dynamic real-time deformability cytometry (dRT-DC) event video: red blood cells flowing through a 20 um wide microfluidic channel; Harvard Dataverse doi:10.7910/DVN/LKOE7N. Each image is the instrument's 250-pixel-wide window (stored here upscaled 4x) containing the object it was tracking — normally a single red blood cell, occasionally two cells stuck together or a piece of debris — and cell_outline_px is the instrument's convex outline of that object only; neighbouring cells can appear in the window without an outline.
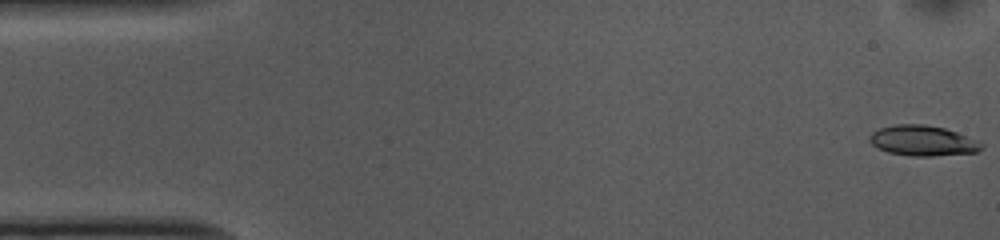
{"species": "common noctule bat (a hibernating species)", "species_latin": "Nyctalus noctula", "temperature_condition": "cold", "stored_images_in_passage": 53, "camera_frame_rate_fps": 3000, "um_per_image_px": 0.085, "animal": {"sex": "female", "body_mass_g": 10.0, "forearm_length_mm": 53.1}, "frame": {"image": 1, "passage_image": 1, "time_ms": 0.0, "image_size_px": [1000, 240], "cell_outline_px": [[984, 148], [976, 152], [932, 156], [908, 156], [888, 152], [872, 144], [868, 140], [868, 136], [872, 132], [880, 128], [896, 124], [924, 124], [944, 128], [980, 140], [984, 144]], "centroid_in_image_um": [78.46, 11.96], "position_along_channel_um": 6.5, "area_um2": 19.94}}
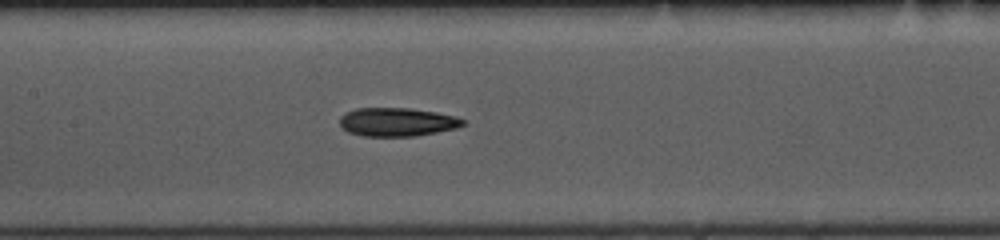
{"frame": {"image": 2, "passage_image": 24, "time_ms": 7.667, "image_size_px": [1000, 240], "cell_outline_px": [[464, 124], [456, 128], [416, 136], [364, 136], [348, 132], [340, 128], [340, 116], [344, 112], [356, 108], [408, 108], [436, 112], [456, 116], [464, 120]], "centroid_in_image_um": [33.71, 10.37], "position_along_channel_um": 173.7, "area_um2": 20.58}}
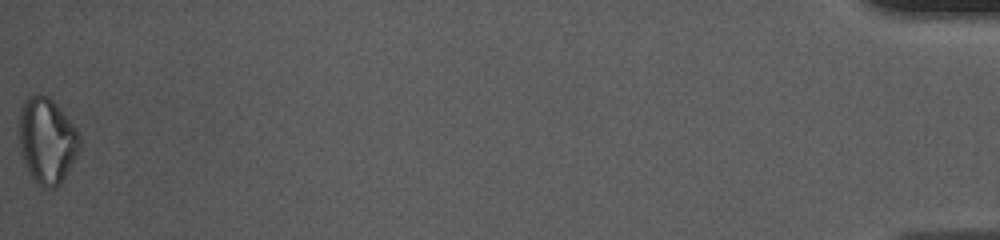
{"frame": {"image": 3, "passage_image": 53, "time_ms": 17.333, "image_size_px": [1000, 240], "cell_outline_px": [[80, 152], [64, 180], [56, 188], [44, 188], [32, 180], [24, 164], [20, 144], [20, 108], [24, 100], [28, 96], [36, 92], [48, 96], [60, 108], [76, 128], [80, 136]], "centroid_in_image_um": [4.01, 11.97], "position_along_channel_um": 431.2, "area_um2": 30.75}, "authors_computed_cell_mechanics": {"area_um2": 20.519, "velocity_mm_per_s": 3.7351, "shape_relaxation_time_tau1_ms": 4.7135, "shape_relaxation_time_tau2_ms": null, "deformation_change_tau1": 0.1333, "deformation_change_tau2": null}}